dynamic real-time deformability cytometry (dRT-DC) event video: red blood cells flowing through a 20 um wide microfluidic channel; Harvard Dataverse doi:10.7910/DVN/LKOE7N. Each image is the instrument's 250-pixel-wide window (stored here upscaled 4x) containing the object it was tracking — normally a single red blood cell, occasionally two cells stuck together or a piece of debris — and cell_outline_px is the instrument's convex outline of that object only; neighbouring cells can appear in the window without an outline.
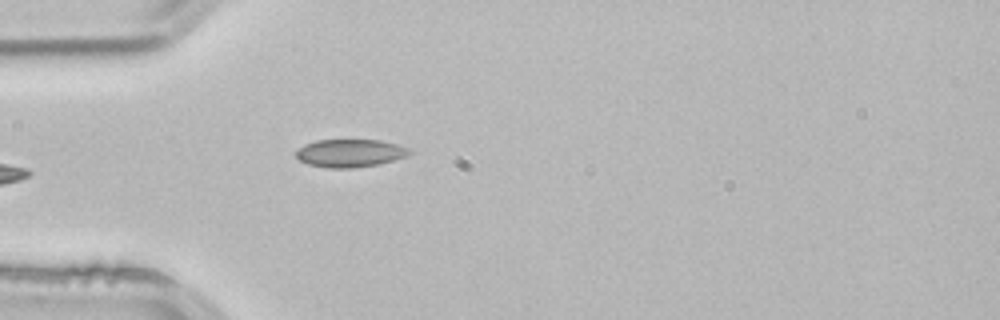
{"species": "common noctule bat (a hibernating species)", "species_latin": "Nyctalus noctula", "temperature_condition": "room temperature", "stored_images_in_passage": 3, "camera_frame_rate_fps": 3000, "um_per_image_px": 0.085, "animal": {"sex": "male", "body_mass_g": 21.5, "forearm_length_mm": 52.0}, "frame": {"image": 1, "passage_image": 3, "time_ms": 0.667, "image_size_px": [1000, 320], "cell_outline_px": [[412, 152], [408, 156], [380, 164], [352, 168], [328, 168], [308, 164], [300, 160], [296, 156], [296, 148], [304, 144], [316, 140], [380, 140], [396, 144], [408, 148]], "centroid_in_image_um": [29.74, 13.01], "position_along_channel_um": 55.3, "area_um2": 18.55}}